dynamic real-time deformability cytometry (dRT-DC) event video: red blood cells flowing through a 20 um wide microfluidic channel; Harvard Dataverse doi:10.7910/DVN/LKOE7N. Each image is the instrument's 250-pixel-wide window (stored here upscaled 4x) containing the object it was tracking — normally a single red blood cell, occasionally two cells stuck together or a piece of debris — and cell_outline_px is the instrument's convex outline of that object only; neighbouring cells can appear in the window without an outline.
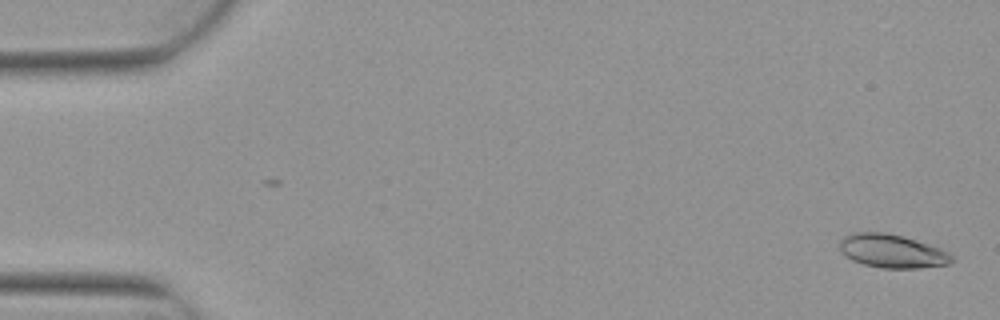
{"species": "Egyptian fruit bat (a non-hibernating species)", "species_latin": "Rousettus aegyptiacus", "temperature_condition": "warm", "stored_images_in_passage": 5, "camera_frame_rate_fps": 3000, "um_per_image_px": 0.085, "animal": {"sex": "female"}, "frame": {"image": 1, "passage_image": 1, "time_ms": 0.0, "image_size_px": [1000, 320], "cell_outline_px": [[956, 260], [948, 264], [920, 268], [880, 268], [864, 264], [852, 260], [840, 252], [840, 240], [844, 236], [852, 232], [884, 232], [900, 236], [940, 248], [956, 256]], "centroid_in_image_um": [75.83, 21.35], "position_along_channel_um": 9.2, "area_um2": 21.91}}
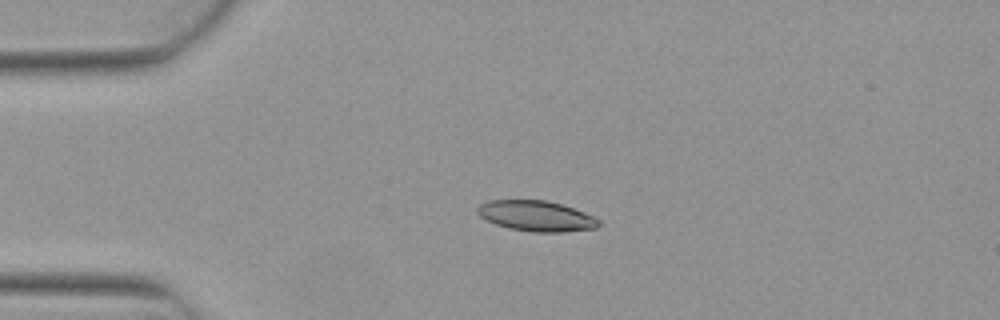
{"frame": {"image": 2, "passage_image": 4, "time_ms": 1.0, "image_size_px": [1000, 320], "cell_outline_px": [[600, 224], [596, 228], [564, 232], [532, 232], [508, 228], [496, 224], [480, 216], [476, 212], [476, 208], [480, 204], [488, 200], [544, 200], [560, 204], [584, 212], [600, 220]], "centroid_in_image_um": [45.56, 18.36], "position_along_channel_um": 39.4, "area_um2": 21.5}}